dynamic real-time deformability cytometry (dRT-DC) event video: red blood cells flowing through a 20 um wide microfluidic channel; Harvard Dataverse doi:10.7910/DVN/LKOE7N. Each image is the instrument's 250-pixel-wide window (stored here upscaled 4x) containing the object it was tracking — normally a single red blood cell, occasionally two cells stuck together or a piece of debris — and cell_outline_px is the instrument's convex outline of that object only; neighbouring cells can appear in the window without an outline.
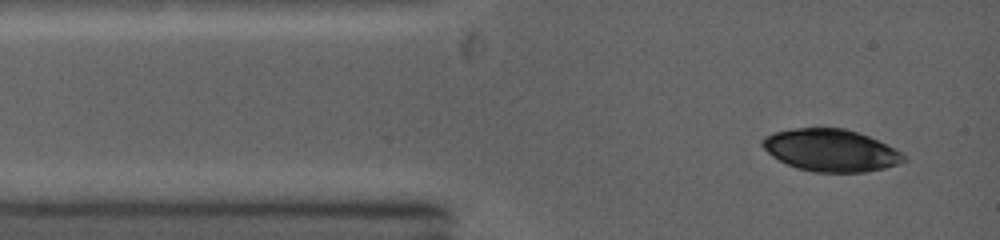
{"species": "common noctule bat (a hibernating species)", "species_latin": "Nyctalus noctula", "temperature_condition": "warm", "stored_images_in_passage": 9, "camera_frame_rate_fps": 5000, "um_per_image_px": 0.085, "animal": {"sex": "female", "body_mass_g": 19.0, "forearm_length_mm": 53.3}, "frame": {"image": 1, "passage_image": 4, "time_ms": 0.6, "image_size_px": [1000, 240], "cell_outline_px": [[908, 160], [884, 168], [864, 172], [816, 172], [796, 168], [772, 156], [760, 144], [760, 140], [764, 136], [772, 132], [792, 128], [844, 128], [868, 136], [900, 152]], "centroid_in_image_um": [70.55, 12.77], "position_along_channel_um": 14.4, "area_um2": 34.51}}